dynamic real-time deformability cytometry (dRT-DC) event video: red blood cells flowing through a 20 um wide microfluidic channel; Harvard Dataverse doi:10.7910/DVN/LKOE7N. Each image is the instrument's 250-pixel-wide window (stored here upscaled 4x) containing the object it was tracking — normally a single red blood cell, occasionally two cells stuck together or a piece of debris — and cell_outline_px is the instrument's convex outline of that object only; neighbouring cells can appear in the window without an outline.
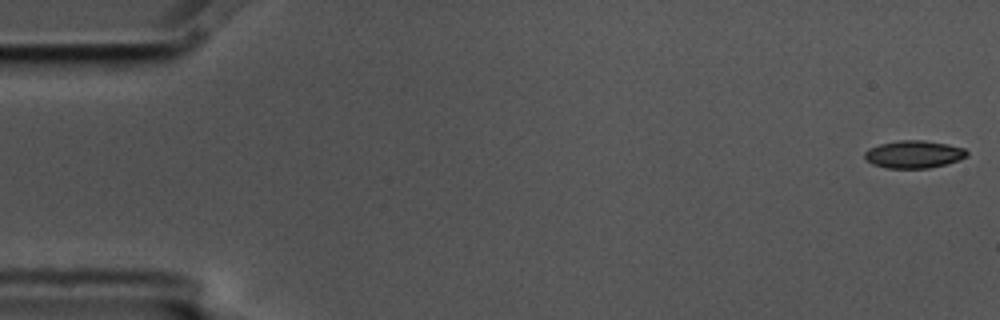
{"species": "common noctule bat (a hibernating species)", "species_latin": "Nyctalus noctula", "temperature_condition": "cold", "stored_images_in_passage": 5, "camera_frame_rate_fps": 3000, "um_per_image_px": 0.085, "animal": {"sex": "male", "body_mass_g": 17.5, "forearm_length_mm": 52.3}, "frame": {"image": 1, "passage_image": 1, "time_ms": 0.0, "image_size_px": [1000, 320], "cell_outline_px": [[968, 156], [960, 160], [928, 168], [888, 168], [872, 164], [864, 160], [864, 152], [868, 148], [880, 144], [900, 140], [924, 140], [948, 144], [964, 148], [968, 152]], "centroid_in_image_um": [77.66, 13.11], "position_along_channel_um": 7.3, "area_um2": 16.53}}
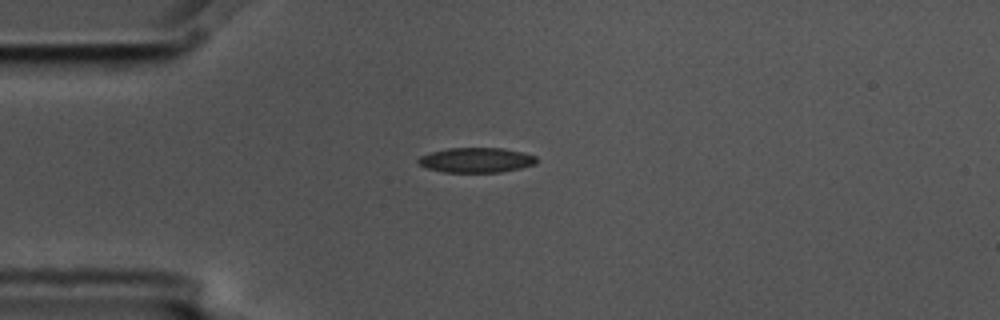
{"frame": {"image": 2, "passage_image": 5, "time_ms": 1.333, "image_size_px": [1000, 320], "cell_outline_px": [[540, 160], [536, 164], [520, 168], [500, 172], [444, 172], [428, 168], [416, 164], [416, 160], [420, 156], [432, 152], [448, 148], [500, 148], [520, 152], [536, 156]], "centroid_in_image_um": [40.47, 13.61], "position_along_channel_um": 44.5, "area_um2": 17.17}}